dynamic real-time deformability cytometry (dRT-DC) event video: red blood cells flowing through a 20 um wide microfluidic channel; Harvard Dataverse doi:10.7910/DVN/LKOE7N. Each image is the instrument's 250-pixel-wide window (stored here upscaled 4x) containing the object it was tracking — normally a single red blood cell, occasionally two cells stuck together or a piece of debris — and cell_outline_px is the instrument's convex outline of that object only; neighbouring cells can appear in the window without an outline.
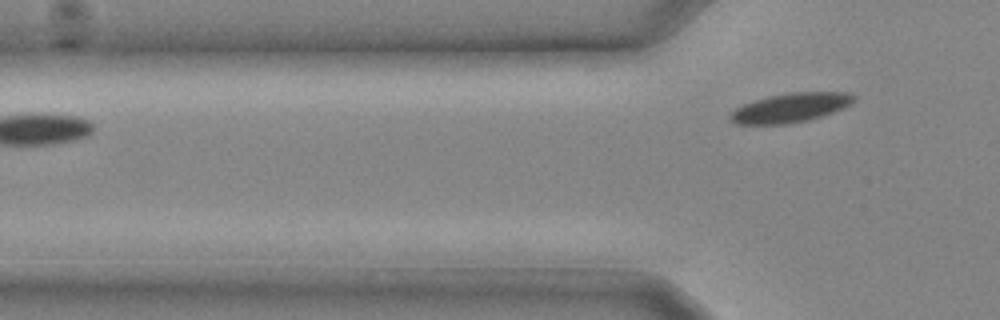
{"species": "common noctule bat (a hibernating species)", "species_latin": "Nyctalus noctula", "temperature_condition": "cold", "stored_images_in_passage": 3, "camera_frame_rate_fps": 3000, "um_per_image_px": 0.085, "animal": {"sex": "male", "body_mass_g": 20.4}, "frame": {"image": 1, "passage_image": 3, "time_ms": 0.667, "image_size_px": [1000, 320], "cell_outline_px": [[856, 100], [852, 104], [844, 108], [808, 120], [788, 124], [736, 124], [728, 120], [728, 116], [736, 108], [744, 104], [768, 96], [792, 92], [848, 92], [856, 96]], "centroid_in_image_um": [67.21, 9.15], "position_along_channel_um": 58.6, "area_um2": 21.1}}